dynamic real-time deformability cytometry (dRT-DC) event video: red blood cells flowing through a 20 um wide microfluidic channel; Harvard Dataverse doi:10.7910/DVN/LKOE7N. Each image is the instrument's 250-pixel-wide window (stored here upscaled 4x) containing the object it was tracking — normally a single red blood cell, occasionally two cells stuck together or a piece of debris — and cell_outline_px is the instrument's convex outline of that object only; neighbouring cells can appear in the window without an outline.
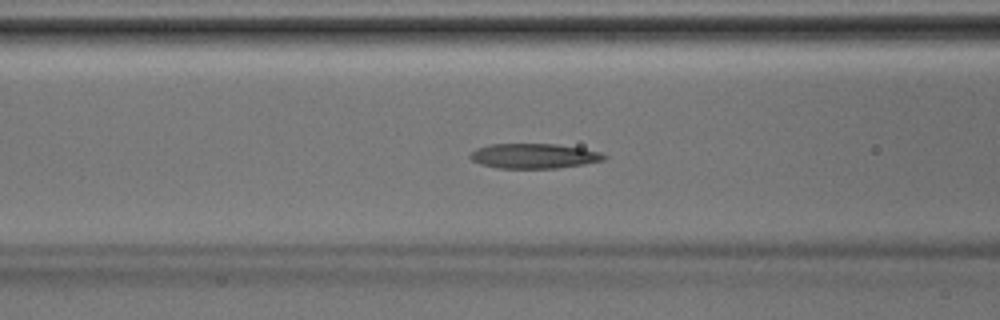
{"species": "Egyptian fruit bat (a non-hibernating species)", "species_latin": "Rousettus aegyptiacus", "temperature_condition": "room temperature", "stored_images_in_passage": 42, "camera_frame_rate_fps": 3000, "um_per_image_px": 0.085, "animal": {"sex": "male"}, "frame": {"image": 1, "passage_image": 17, "time_ms": 5.333, "image_size_px": [1000, 320], "cell_outline_px": [[608, 156], [604, 160], [584, 164], [556, 168], [496, 168], [480, 164], [472, 160], [468, 156], [476, 148], [488, 144], [556, 144], [580, 148], [600, 152]], "centroid_in_image_um": [45.35, 13.26], "position_along_channel_um": 121.2, "area_um2": 19.42}}
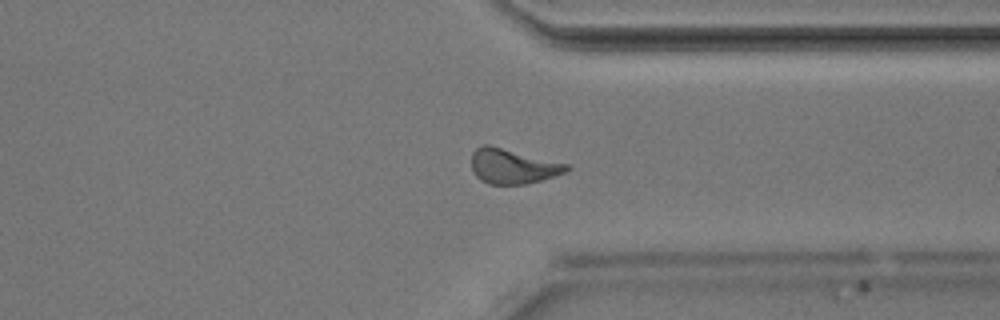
{"frame": {"image": 2, "passage_image": 32, "time_ms": 10.333, "image_size_px": [1000, 320], "cell_outline_px": [[572, 168], [568, 172], [540, 180], [524, 184], [488, 184], [480, 180], [476, 176], [472, 168], [472, 152], [480, 144], [488, 144], [568, 164]], "centroid_in_image_um": [43.58, 14.12], "position_along_channel_um": 367.8, "area_um2": 19.36}}
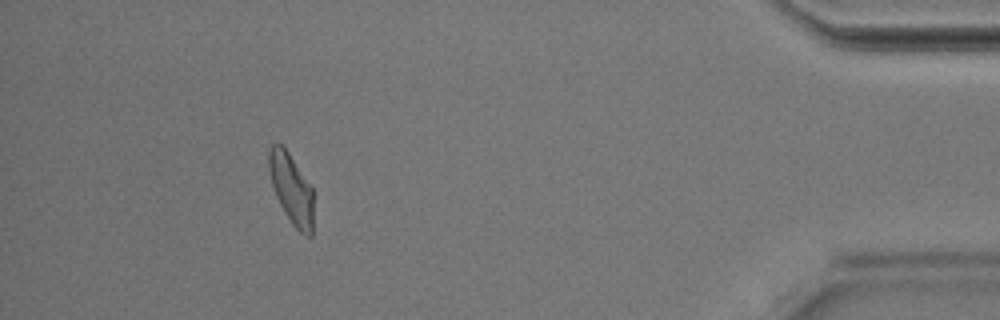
{"frame": {"image": 3, "passage_image": 38, "time_ms": 12.333, "image_size_px": [1000, 320], "cell_outline_px": [[312, 236], [308, 236], [300, 232], [292, 224], [284, 212], [276, 196], [272, 184], [268, 168], [268, 148], [272, 144], [280, 144], [288, 152], [312, 188]], "centroid_in_image_um": [24.74, 16.04], "position_along_channel_um": 410.5, "area_um2": 17.92}}